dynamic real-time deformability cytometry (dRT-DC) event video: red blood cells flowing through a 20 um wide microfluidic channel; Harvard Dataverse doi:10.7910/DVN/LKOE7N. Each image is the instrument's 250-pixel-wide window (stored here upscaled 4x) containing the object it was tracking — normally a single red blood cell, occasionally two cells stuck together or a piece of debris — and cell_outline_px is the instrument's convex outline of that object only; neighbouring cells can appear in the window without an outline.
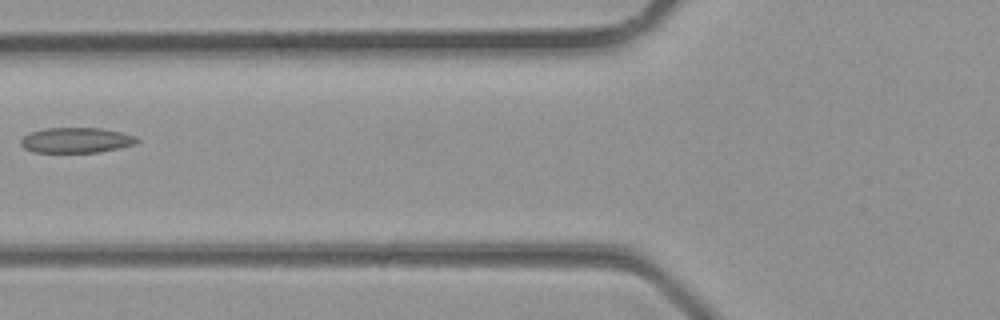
{"species": "common noctule bat (a hibernating species)", "species_latin": "Nyctalus noctula", "temperature_condition": "room temperature", "stored_images_in_passage": 3, "camera_frame_rate_fps": 3000, "um_per_image_px": 0.085, "animal": {"sex": "male", "body_mass_g": 23.1, "forearm_length_mm": 52.7}, "frame": {"image": 1, "passage_image": 3, "time_ms": 0.667, "image_size_px": [1000, 320], "cell_outline_px": [[140, 140], [136, 144], [100, 152], [32, 152], [24, 148], [20, 144], [20, 140], [28, 132], [44, 128], [100, 128], [120, 132], [136, 136]], "centroid_in_image_um": [6.46, 11.91], "position_along_channel_um": 119.3, "area_um2": 17.22}}